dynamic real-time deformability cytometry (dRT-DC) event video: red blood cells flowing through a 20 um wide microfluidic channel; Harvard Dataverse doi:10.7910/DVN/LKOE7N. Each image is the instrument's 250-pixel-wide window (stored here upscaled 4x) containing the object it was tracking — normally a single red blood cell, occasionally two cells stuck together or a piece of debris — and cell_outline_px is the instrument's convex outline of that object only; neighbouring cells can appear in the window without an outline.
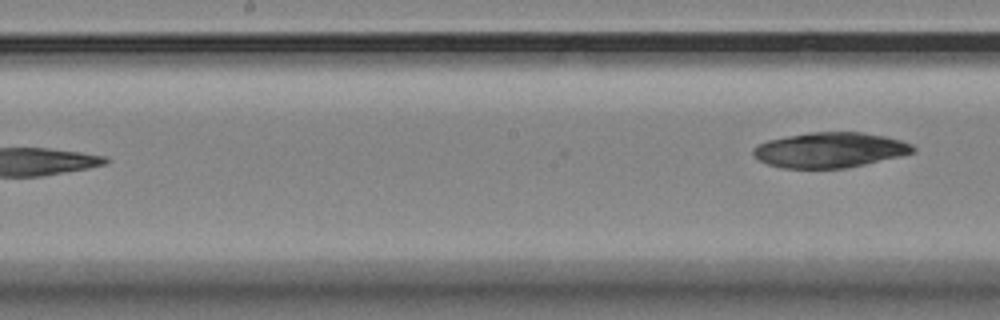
{"species": "Egyptian fruit bat (a non-hibernating species)", "species_latin": "Rousettus aegyptiacus", "temperature_condition": "room temperature", "stored_images_in_passage": 9, "camera_frame_rate_fps": 3000, "um_per_image_px": 0.085, "animal": {"sex": "female"}, "frame": {"image": 1, "passage_image": 9, "time_ms": 2.667, "image_size_px": [1000, 320], "cell_outline_px": [[916, 152], [900, 156], [864, 164], [844, 168], [780, 168], [768, 164], [760, 160], [752, 152], [752, 148], [756, 144], [768, 140], [788, 136], [812, 132], [864, 132], [884, 136], [900, 140], [912, 144], [916, 148]], "centroid_in_image_um": [70.54, 12.74], "position_along_channel_um": 177.7, "area_um2": 32.71}}